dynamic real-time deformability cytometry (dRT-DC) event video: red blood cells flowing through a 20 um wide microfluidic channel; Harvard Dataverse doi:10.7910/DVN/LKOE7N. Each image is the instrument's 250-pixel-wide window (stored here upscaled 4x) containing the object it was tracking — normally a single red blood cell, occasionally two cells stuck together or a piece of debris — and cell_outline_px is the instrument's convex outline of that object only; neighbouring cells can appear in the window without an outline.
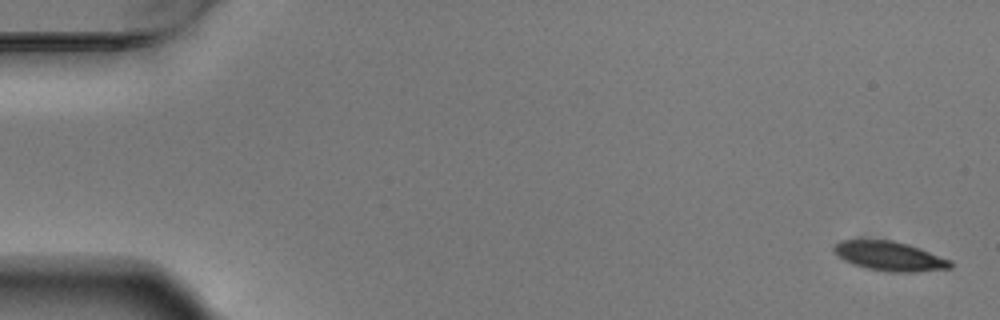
{"species": "Egyptian fruit bat (a non-hibernating species)", "species_latin": "Rousettus aegyptiacus", "temperature_condition": "warm", "stored_images_in_passage": 5, "camera_frame_rate_fps": 3000, "um_per_image_px": 0.085, "animal": {"sex": "male"}, "frame": {"image": 1, "passage_image": 1, "time_ms": 0.0, "image_size_px": [1000, 320], "cell_outline_px": [[952, 268], [916, 272], [888, 272], [868, 268], [852, 264], [844, 260], [832, 248], [840, 240], [892, 240], [908, 244], [920, 248], [952, 260]], "centroid_in_image_um": [75.66, 21.77], "position_along_channel_um": 9.3, "area_um2": 19.88}}
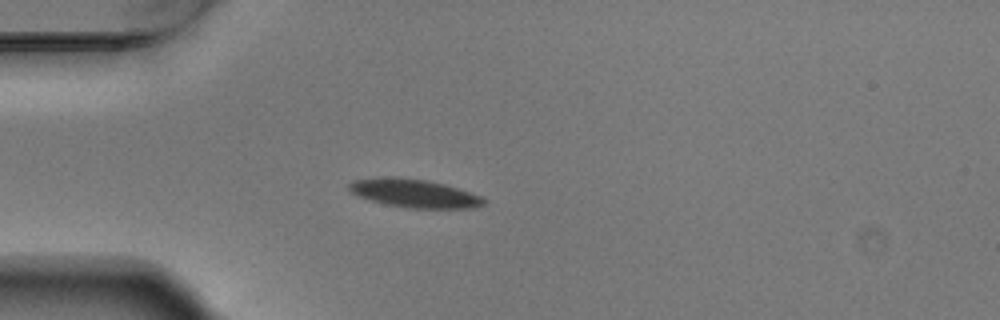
{"frame": {"image": 2, "passage_image": 4, "time_ms": 1.0, "image_size_px": [1000, 320], "cell_outline_px": [[488, 200], [484, 204], [472, 208], [408, 208], [384, 204], [356, 196], [348, 188], [348, 184], [356, 180], [396, 176], [428, 180], [444, 184], [480, 196]], "centroid_in_image_um": [35.2, 16.44], "position_along_channel_um": 49.8, "area_um2": 22.14}}